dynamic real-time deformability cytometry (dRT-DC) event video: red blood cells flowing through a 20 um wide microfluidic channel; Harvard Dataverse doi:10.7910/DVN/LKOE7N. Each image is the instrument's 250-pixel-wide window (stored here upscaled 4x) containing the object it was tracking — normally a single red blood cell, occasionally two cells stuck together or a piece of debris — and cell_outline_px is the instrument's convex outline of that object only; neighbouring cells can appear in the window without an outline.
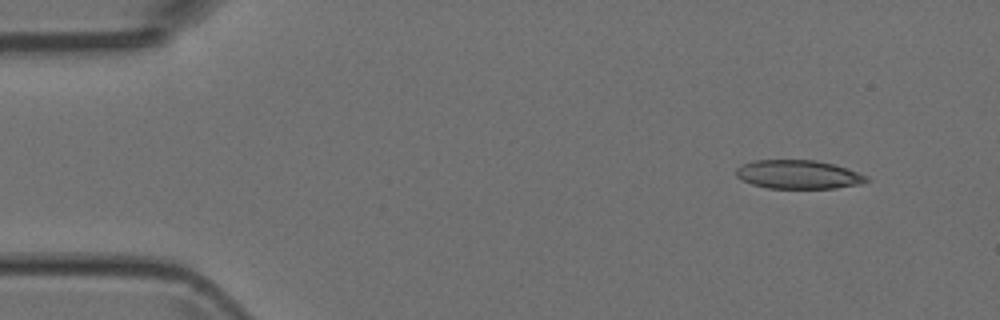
{"species": "Egyptian fruit bat (a non-hibernating species)", "species_latin": "Rousettus aegyptiacus", "temperature_condition": "room temperature", "stored_images_in_passage": 5, "camera_frame_rate_fps": 3000, "um_per_image_px": 0.085, "animal": {"sex": "female"}, "frame": {"image": 1, "passage_image": 1, "time_ms": 0.0, "image_size_px": [1000, 320], "cell_outline_px": [[868, 180], [860, 184], [836, 188], [768, 188], [752, 184], [740, 180], [736, 176], [736, 168], [744, 164], [756, 160], [816, 160], [836, 164], [848, 168], [868, 176]], "centroid_in_image_um": [67.87, 14.83], "position_along_channel_um": 17.1, "area_um2": 21.91}}
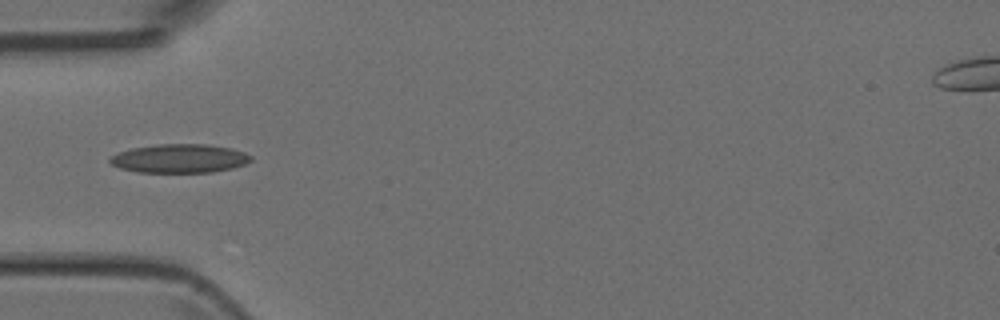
{"frame": {"image": 2, "passage_image": 4, "time_ms": 3.667, "image_size_px": [1000, 320], "cell_outline_px": [[252, 160], [244, 164], [232, 168], [212, 172], [136, 172], [120, 168], [112, 164], [108, 160], [112, 156], [120, 152], [132, 148], [156, 144], [208, 144], [232, 148], [244, 152], [252, 156]], "centroid_in_image_um": [15.28, 13.46], "position_along_channel_um": 69.7, "area_um2": 23.58}}
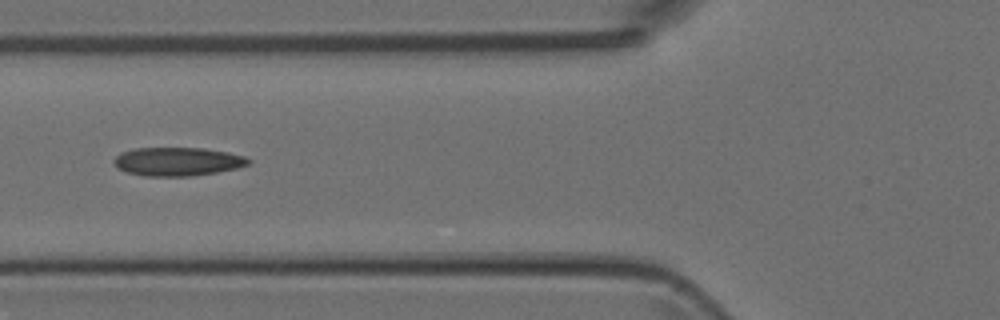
{"frame": {"image": 3, "passage_image": 5, "time_ms": 4.667, "image_size_px": [1000, 320], "cell_outline_px": [[252, 160], [248, 164], [236, 168], [216, 172], [188, 176], [144, 176], [128, 172], [120, 168], [112, 160], [120, 152], [132, 148], [204, 148], [228, 152], [244, 156]], "centroid_in_image_um": [15.09, 13.72], "position_along_channel_um": 110.7, "area_um2": 22.25}}